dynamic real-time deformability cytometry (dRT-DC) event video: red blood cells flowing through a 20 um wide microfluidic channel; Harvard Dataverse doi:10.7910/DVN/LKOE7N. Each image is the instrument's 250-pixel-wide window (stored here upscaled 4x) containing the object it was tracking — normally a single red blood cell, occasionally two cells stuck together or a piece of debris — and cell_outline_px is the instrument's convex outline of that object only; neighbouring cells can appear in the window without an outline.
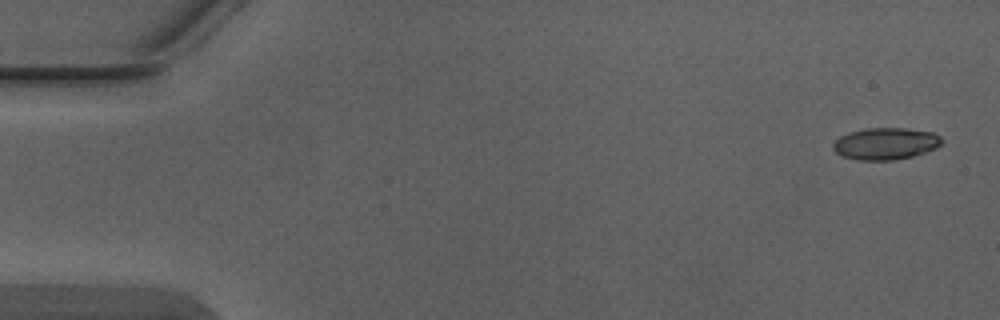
{"species": "Egyptian fruit bat (a non-hibernating species)", "species_latin": "Rousettus aegyptiacus", "temperature_condition": "warm", "stored_images_in_passage": 6, "camera_frame_rate_fps": 3000, "um_per_image_px": 0.085, "animal": {"sex": "male"}, "frame": {"image": 1, "passage_image": 1, "time_ms": 0.0, "image_size_px": [1000, 320], "cell_outline_px": [[940, 144], [936, 148], [912, 156], [892, 160], [860, 160], [844, 156], [836, 152], [832, 148], [832, 144], [840, 136], [848, 132], [864, 128], [904, 128], [932, 132], [940, 136]], "centroid_in_image_um": [75.24, 12.2], "position_along_channel_um": 9.8, "area_um2": 20.0}}
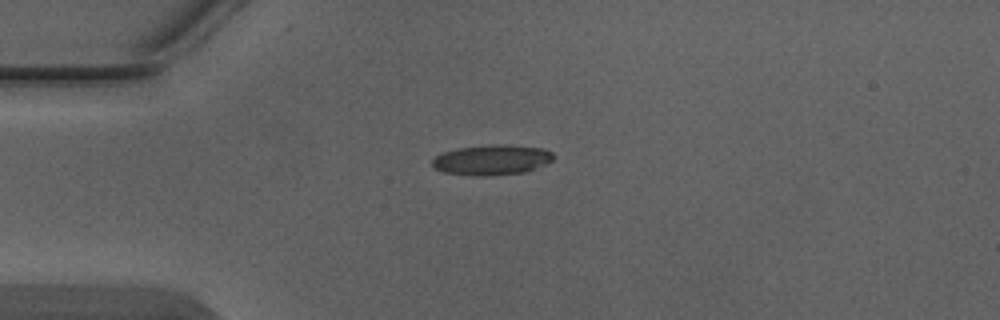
{"frame": {"image": 2, "passage_image": 4, "time_ms": 1.0, "image_size_px": [1000, 320], "cell_outline_px": [[556, 156], [548, 164], [524, 172], [488, 176], [472, 176], [444, 172], [432, 168], [432, 160], [436, 156], [444, 152], [460, 148], [488, 144], [504, 144], [544, 148], [552, 152]], "centroid_in_image_um": [41.83, 13.59], "position_along_channel_um": 43.2, "area_um2": 21.62}}